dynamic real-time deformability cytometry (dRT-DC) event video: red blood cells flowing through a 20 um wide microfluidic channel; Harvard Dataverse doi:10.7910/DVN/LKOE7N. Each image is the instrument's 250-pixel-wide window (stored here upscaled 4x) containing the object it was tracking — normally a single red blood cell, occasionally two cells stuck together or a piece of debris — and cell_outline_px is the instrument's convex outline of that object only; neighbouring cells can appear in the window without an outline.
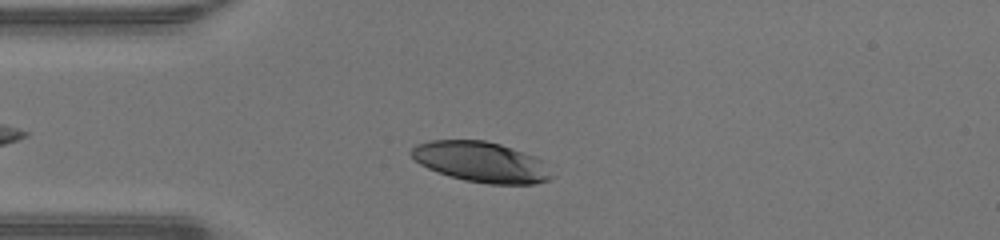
{"species": "human", "species_latin": "Homo sapiens", "temperature_condition": "warm", "stored_images_in_passage": 37, "camera_frame_rate_fps": 3000, "um_per_image_px": 0.085, "donor": {"sex": "male"}, "frame": {"image": 1, "passage_image": 6, "time_ms": 1.667, "image_size_px": [1000, 240], "cell_outline_px": [[552, 176], [548, 180], [536, 184], [488, 184], [464, 180], [428, 168], [420, 164], [408, 152], [416, 144], [428, 140], [484, 140], [500, 144], [532, 156], [540, 160]], "centroid_in_image_um": [40.84, 13.76], "position_along_channel_um": 44.2, "area_um2": 32.54}}
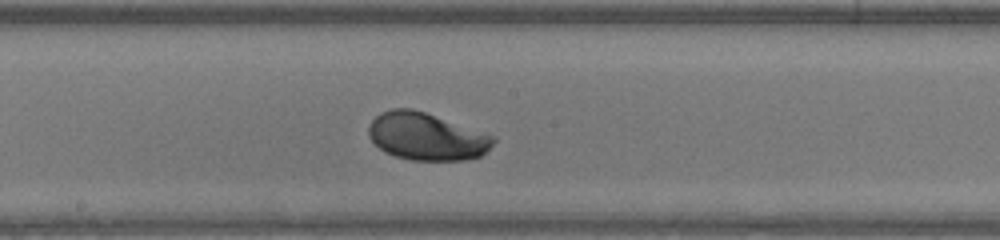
{"frame": {"image": 2, "passage_image": 19, "time_ms": 6.0, "image_size_px": [1000, 240], "cell_outline_px": [[496, 140], [480, 156], [464, 160], [412, 160], [396, 156], [384, 152], [368, 136], [368, 128], [372, 120], [380, 112], [392, 108], [412, 108], [496, 136]], "centroid_in_image_um": [36.23, 11.59], "position_along_channel_um": 212.0, "area_um2": 34.28}}
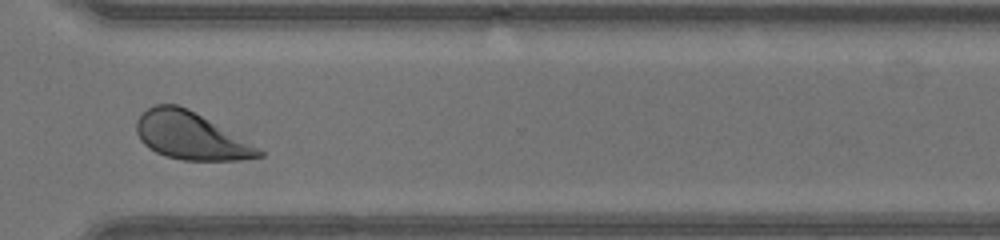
{"frame": {"image": 3, "passage_image": 29, "time_ms": 9.333, "image_size_px": [1000, 240], "cell_outline_px": [[264, 156], [236, 160], [184, 160], [164, 156], [148, 148], [140, 140], [136, 132], [136, 120], [148, 108], [156, 104], [176, 104], [188, 108], [264, 152]], "centroid_in_image_um": [16.12, 11.55], "position_along_channel_um": 354.5, "area_um2": 33.12}, "authors_computed_cell_mechanics": {"area_um2": 34.0442, "velocity_mm_per_s": 4.2868, "shape_relaxation_time_tau1_ms": 1.8024, "shape_relaxation_time_tau2_ms": null, "deformation_change_tau1": 0.1486, "deformation_change_tau2": null}}